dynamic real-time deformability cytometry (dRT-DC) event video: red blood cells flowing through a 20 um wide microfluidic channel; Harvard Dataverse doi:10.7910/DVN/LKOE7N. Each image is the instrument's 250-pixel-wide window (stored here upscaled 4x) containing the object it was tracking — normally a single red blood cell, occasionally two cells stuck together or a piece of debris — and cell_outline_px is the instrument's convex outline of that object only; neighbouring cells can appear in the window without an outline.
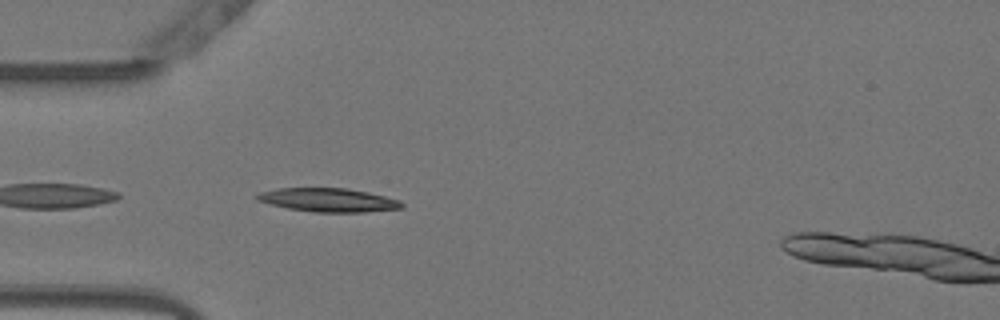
{"species": "Egyptian fruit bat (a non-hibernating species)", "species_latin": "Rousettus aegyptiacus", "temperature_condition": "warm", "stored_images_in_passage": 39, "camera_frame_rate_fps": 3000, "um_per_image_px": 0.085, "animal": {"sex": "female"}, "frame": {"image": 1, "passage_image": 2, "time_ms": 0.333, "image_size_px": [1000, 320], "cell_outline_px": [[404, 208], [364, 212], [316, 212], [288, 208], [256, 200], [252, 196], [260, 192], [276, 188], [348, 188], [368, 192], [400, 200], [404, 204]], "centroid_in_image_um": [27.91, 16.99], "position_along_channel_um": 57.1, "area_um2": 20.0}}
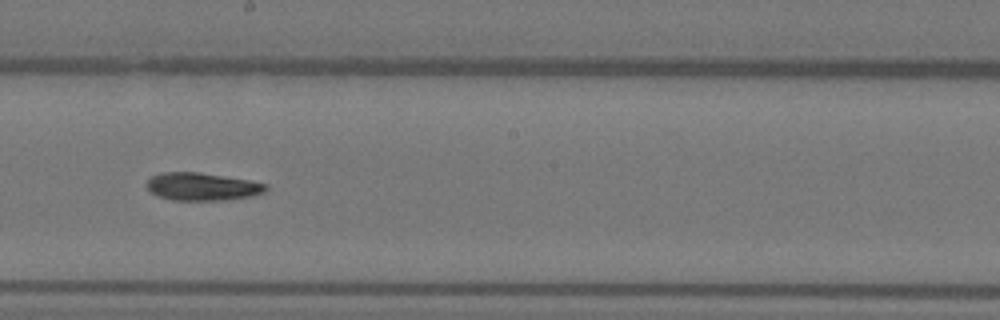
{"frame": {"image": 2, "passage_image": 16, "time_ms": 5.0, "image_size_px": [1000, 320], "cell_outline_px": [[268, 188], [264, 192], [252, 196], [224, 200], [172, 200], [156, 196], [148, 188], [148, 180], [152, 176], [164, 172], [200, 172], [248, 180], [268, 184]], "centroid_in_image_um": [17.2, 15.86], "position_along_channel_um": 231.0, "area_um2": 19.19}}
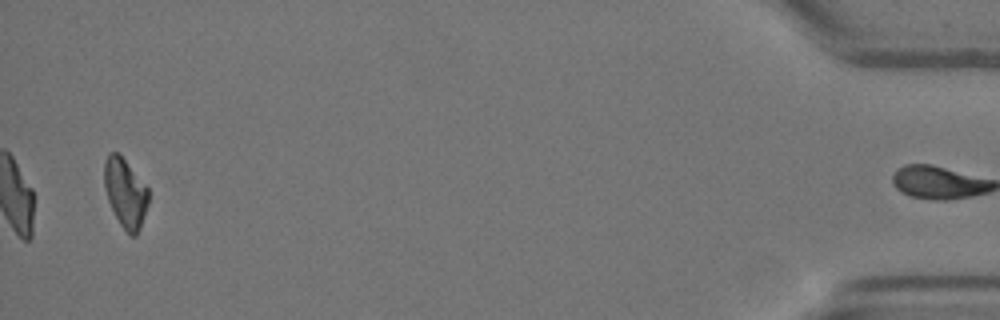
{"frame": {"image": 3, "passage_image": 38, "time_ms": 12.333, "image_size_px": [1000, 320], "cell_outline_px": [[148, 204], [140, 228], [136, 236], [132, 236], [120, 224], [108, 200], [104, 188], [104, 160], [108, 152], [120, 152], [148, 188]], "centroid_in_image_um": [10.64, 16.34], "position_along_channel_um": 424.6, "area_um2": 17.86}, "authors_computed_cell_mechanics": {"area_um2": 19.2474, "velocity_mm_per_s": 3.8174, "shape_relaxation_time_tau1_ms": 6.068, "shape_relaxation_time_tau2_ms": null, "deformation_change_tau1": 0.2332, "deformation_change_tau2": null}}